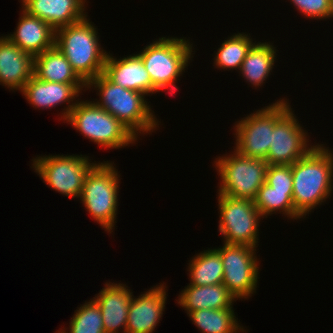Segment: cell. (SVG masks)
<instances>
[{
  "mask_svg": "<svg viewBox=\"0 0 333 333\" xmlns=\"http://www.w3.org/2000/svg\"><path fill=\"white\" fill-rule=\"evenodd\" d=\"M114 162L97 163L87 174L80 200L108 233L113 232L118 208L119 175Z\"/></svg>",
  "mask_w": 333,
  "mask_h": 333,
  "instance_id": "obj_5",
  "label": "cell"
},
{
  "mask_svg": "<svg viewBox=\"0 0 333 333\" xmlns=\"http://www.w3.org/2000/svg\"><path fill=\"white\" fill-rule=\"evenodd\" d=\"M290 107L284 98L235 123V150L249 158L266 160L275 121Z\"/></svg>",
  "mask_w": 333,
  "mask_h": 333,
  "instance_id": "obj_8",
  "label": "cell"
},
{
  "mask_svg": "<svg viewBox=\"0 0 333 333\" xmlns=\"http://www.w3.org/2000/svg\"><path fill=\"white\" fill-rule=\"evenodd\" d=\"M133 292L123 283L106 282L93 299L100 307L105 333H125ZM122 327V328H121Z\"/></svg>",
  "mask_w": 333,
  "mask_h": 333,
  "instance_id": "obj_15",
  "label": "cell"
},
{
  "mask_svg": "<svg viewBox=\"0 0 333 333\" xmlns=\"http://www.w3.org/2000/svg\"><path fill=\"white\" fill-rule=\"evenodd\" d=\"M93 86L100 96L99 101L93 102L117 118L137 138L140 134H149L158 128L159 123L144 93L125 89L110 81L103 73L90 80L86 90Z\"/></svg>",
  "mask_w": 333,
  "mask_h": 333,
  "instance_id": "obj_2",
  "label": "cell"
},
{
  "mask_svg": "<svg viewBox=\"0 0 333 333\" xmlns=\"http://www.w3.org/2000/svg\"><path fill=\"white\" fill-rule=\"evenodd\" d=\"M177 303L187 314L200 309L231 308L236 299L223 283L205 286L187 285L178 296Z\"/></svg>",
  "mask_w": 333,
  "mask_h": 333,
  "instance_id": "obj_20",
  "label": "cell"
},
{
  "mask_svg": "<svg viewBox=\"0 0 333 333\" xmlns=\"http://www.w3.org/2000/svg\"><path fill=\"white\" fill-rule=\"evenodd\" d=\"M219 233L225 244L256 248L259 220L263 218L253 200L218 194Z\"/></svg>",
  "mask_w": 333,
  "mask_h": 333,
  "instance_id": "obj_10",
  "label": "cell"
},
{
  "mask_svg": "<svg viewBox=\"0 0 333 333\" xmlns=\"http://www.w3.org/2000/svg\"><path fill=\"white\" fill-rule=\"evenodd\" d=\"M265 183L280 191H293L291 165H268Z\"/></svg>",
  "mask_w": 333,
  "mask_h": 333,
  "instance_id": "obj_29",
  "label": "cell"
},
{
  "mask_svg": "<svg viewBox=\"0 0 333 333\" xmlns=\"http://www.w3.org/2000/svg\"><path fill=\"white\" fill-rule=\"evenodd\" d=\"M290 2L307 18L323 20L333 17V7L330 0H290Z\"/></svg>",
  "mask_w": 333,
  "mask_h": 333,
  "instance_id": "obj_28",
  "label": "cell"
},
{
  "mask_svg": "<svg viewBox=\"0 0 333 333\" xmlns=\"http://www.w3.org/2000/svg\"><path fill=\"white\" fill-rule=\"evenodd\" d=\"M34 75V57L6 36L0 37V85L22 91Z\"/></svg>",
  "mask_w": 333,
  "mask_h": 333,
  "instance_id": "obj_16",
  "label": "cell"
},
{
  "mask_svg": "<svg viewBox=\"0 0 333 333\" xmlns=\"http://www.w3.org/2000/svg\"><path fill=\"white\" fill-rule=\"evenodd\" d=\"M276 47L272 43L255 42L242 62L239 73L251 85L261 87L270 76L275 59Z\"/></svg>",
  "mask_w": 333,
  "mask_h": 333,
  "instance_id": "obj_22",
  "label": "cell"
},
{
  "mask_svg": "<svg viewBox=\"0 0 333 333\" xmlns=\"http://www.w3.org/2000/svg\"><path fill=\"white\" fill-rule=\"evenodd\" d=\"M164 284L151 287L138 298L132 296L125 333H153L165 309L167 287Z\"/></svg>",
  "mask_w": 333,
  "mask_h": 333,
  "instance_id": "obj_14",
  "label": "cell"
},
{
  "mask_svg": "<svg viewBox=\"0 0 333 333\" xmlns=\"http://www.w3.org/2000/svg\"><path fill=\"white\" fill-rule=\"evenodd\" d=\"M293 191L275 190L270 185L264 183L255 197L254 204L263 218L276 212L283 213L289 219H300L301 216L295 211L293 203Z\"/></svg>",
  "mask_w": 333,
  "mask_h": 333,
  "instance_id": "obj_25",
  "label": "cell"
},
{
  "mask_svg": "<svg viewBox=\"0 0 333 333\" xmlns=\"http://www.w3.org/2000/svg\"><path fill=\"white\" fill-rule=\"evenodd\" d=\"M16 31L6 37L33 57L55 46L56 31L46 22L22 8Z\"/></svg>",
  "mask_w": 333,
  "mask_h": 333,
  "instance_id": "obj_19",
  "label": "cell"
},
{
  "mask_svg": "<svg viewBox=\"0 0 333 333\" xmlns=\"http://www.w3.org/2000/svg\"><path fill=\"white\" fill-rule=\"evenodd\" d=\"M225 155L214 162L222 180L218 194L254 200L265 183L268 163L263 159L245 157L235 149L233 154Z\"/></svg>",
  "mask_w": 333,
  "mask_h": 333,
  "instance_id": "obj_7",
  "label": "cell"
},
{
  "mask_svg": "<svg viewBox=\"0 0 333 333\" xmlns=\"http://www.w3.org/2000/svg\"><path fill=\"white\" fill-rule=\"evenodd\" d=\"M83 88H86V84H65L43 81L33 75L21 92L28 103L35 108L51 109L56 107V105L67 102L69 105L66 106V109L64 107V112L62 111L60 115L65 121L70 111L77 104L78 100L75 99L82 93Z\"/></svg>",
  "mask_w": 333,
  "mask_h": 333,
  "instance_id": "obj_13",
  "label": "cell"
},
{
  "mask_svg": "<svg viewBox=\"0 0 333 333\" xmlns=\"http://www.w3.org/2000/svg\"><path fill=\"white\" fill-rule=\"evenodd\" d=\"M187 271H189V285L205 286L222 283L224 268L220 253L214 248L196 254L189 262Z\"/></svg>",
  "mask_w": 333,
  "mask_h": 333,
  "instance_id": "obj_23",
  "label": "cell"
},
{
  "mask_svg": "<svg viewBox=\"0 0 333 333\" xmlns=\"http://www.w3.org/2000/svg\"><path fill=\"white\" fill-rule=\"evenodd\" d=\"M220 253L224 273L222 283L236 299H247L256 292L259 263L256 248L246 245L223 244Z\"/></svg>",
  "mask_w": 333,
  "mask_h": 333,
  "instance_id": "obj_11",
  "label": "cell"
},
{
  "mask_svg": "<svg viewBox=\"0 0 333 333\" xmlns=\"http://www.w3.org/2000/svg\"><path fill=\"white\" fill-rule=\"evenodd\" d=\"M250 34L235 33L228 37L217 49L214 57V66L224 69H241L249 49L254 44Z\"/></svg>",
  "mask_w": 333,
  "mask_h": 333,
  "instance_id": "obj_26",
  "label": "cell"
},
{
  "mask_svg": "<svg viewBox=\"0 0 333 333\" xmlns=\"http://www.w3.org/2000/svg\"><path fill=\"white\" fill-rule=\"evenodd\" d=\"M69 323L70 330L63 328L61 333H105L100 307L94 299L78 307Z\"/></svg>",
  "mask_w": 333,
  "mask_h": 333,
  "instance_id": "obj_27",
  "label": "cell"
},
{
  "mask_svg": "<svg viewBox=\"0 0 333 333\" xmlns=\"http://www.w3.org/2000/svg\"><path fill=\"white\" fill-rule=\"evenodd\" d=\"M65 121L84 137L107 149H119L137 141L125 125L92 101L78 100Z\"/></svg>",
  "mask_w": 333,
  "mask_h": 333,
  "instance_id": "obj_6",
  "label": "cell"
},
{
  "mask_svg": "<svg viewBox=\"0 0 333 333\" xmlns=\"http://www.w3.org/2000/svg\"><path fill=\"white\" fill-rule=\"evenodd\" d=\"M89 160L86 155L39 156L31 168L53 190L74 199L80 198L86 176L97 164Z\"/></svg>",
  "mask_w": 333,
  "mask_h": 333,
  "instance_id": "obj_9",
  "label": "cell"
},
{
  "mask_svg": "<svg viewBox=\"0 0 333 333\" xmlns=\"http://www.w3.org/2000/svg\"><path fill=\"white\" fill-rule=\"evenodd\" d=\"M200 309L189 312L187 315L202 333H239L245 331L238 323L234 310ZM238 331V332H237Z\"/></svg>",
  "mask_w": 333,
  "mask_h": 333,
  "instance_id": "obj_24",
  "label": "cell"
},
{
  "mask_svg": "<svg viewBox=\"0 0 333 333\" xmlns=\"http://www.w3.org/2000/svg\"><path fill=\"white\" fill-rule=\"evenodd\" d=\"M193 43L183 38L161 37L138 53L152 82V94L168 88L169 94L179 89L174 84L192 60Z\"/></svg>",
  "mask_w": 333,
  "mask_h": 333,
  "instance_id": "obj_4",
  "label": "cell"
},
{
  "mask_svg": "<svg viewBox=\"0 0 333 333\" xmlns=\"http://www.w3.org/2000/svg\"><path fill=\"white\" fill-rule=\"evenodd\" d=\"M85 0H22V8L55 31L87 17Z\"/></svg>",
  "mask_w": 333,
  "mask_h": 333,
  "instance_id": "obj_18",
  "label": "cell"
},
{
  "mask_svg": "<svg viewBox=\"0 0 333 333\" xmlns=\"http://www.w3.org/2000/svg\"><path fill=\"white\" fill-rule=\"evenodd\" d=\"M34 76L49 82L86 84L56 45L34 57Z\"/></svg>",
  "mask_w": 333,
  "mask_h": 333,
  "instance_id": "obj_21",
  "label": "cell"
},
{
  "mask_svg": "<svg viewBox=\"0 0 333 333\" xmlns=\"http://www.w3.org/2000/svg\"><path fill=\"white\" fill-rule=\"evenodd\" d=\"M103 74L115 84L132 91L152 94V82L146 71L141 56L133 54L117 59L112 54L107 55Z\"/></svg>",
  "mask_w": 333,
  "mask_h": 333,
  "instance_id": "obj_17",
  "label": "cell"
},
{
  "mask_svg": "<svg viewBox=\"0 0 333 333\" xmlns=\"http://www.w3.org/2000/svg\"><path fill=\"white\" fill-rule=\"evenodd\" d=\"M289 107L276 121L266 162L268 165H292L315 146L309 145L308 134Z\"/></svg>",
  "mask_w": 333,
  "mask_h": 333,
  "instance_id": "obj_12",
  "label": "cell"
},
{
  "mask_svg": "<svg viewBox=\"0 0 333 333\" xmlns=\"http://www.w3.org/2000/svg\"><path fill=\"white\" fill-rule=\"evenodd\" d=\"M98 41L97 28L87 17L56 30L55 45L86 84L103 73L108 53Z\"/></svg>",
  "mask_w": 333,
  "mask_h": 333,
  "instance_id": "obj_3",
  "label": "cell"
},
{
  "mask_svg": "<svg viewBox=\"0 0 333 333\" xmlns=\"http://www.w3.org/2000/svg\"><path fill=\"white\" fill-rule=\"evenodd\" d=\"M317 144L292 165L293 203L303 218L326 201L333 191V152Z\"/></svg>",
  "mask_w": 333,
  "mask_h": 333,
  "instance_id": "obj_1",
  "label": "cell"
}]
</instances>
